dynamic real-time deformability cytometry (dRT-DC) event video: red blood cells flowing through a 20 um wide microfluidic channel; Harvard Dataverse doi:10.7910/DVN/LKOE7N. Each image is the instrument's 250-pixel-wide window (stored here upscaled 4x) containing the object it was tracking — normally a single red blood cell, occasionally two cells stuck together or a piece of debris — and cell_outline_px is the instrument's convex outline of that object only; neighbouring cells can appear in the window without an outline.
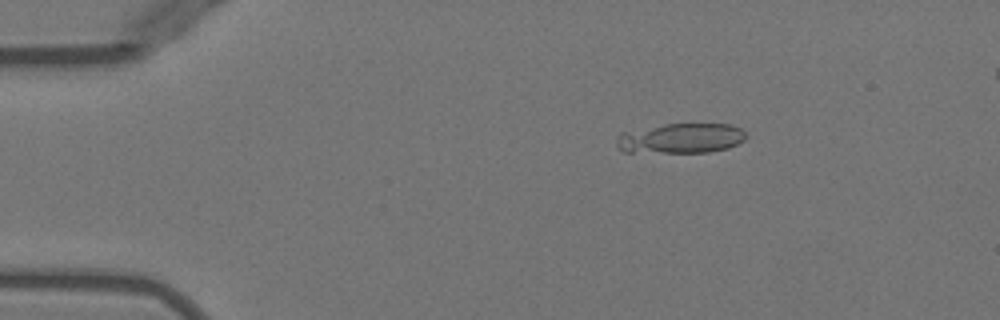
{"species": "Egyptian fruit bat (a non-hibernating species)", "species_latin": "Rousettus aegyptiacus", "temperature_condition": "warm", "stored_images_in_passage": 50, "camera_frame_rate_fps": 3000, "um_per_image_px": 0.085, "animal": {"sex": "female"}, "frame": {"image": 1, "passage_image": 8, "time_ms": 2.333, "image_size_px": [1000, 320], "cell_outline_px": [[748, 136], [744, 140], [728, 148], [708, 152], [624, 152], [616, 144], [616, 136], [620, 132], [664, 124], [732, 124], [740, 128]], "centroid_in_image_um": [57.86, 11.75], "position_along_channel_um": 27.1, "area_um2": 22.72}}
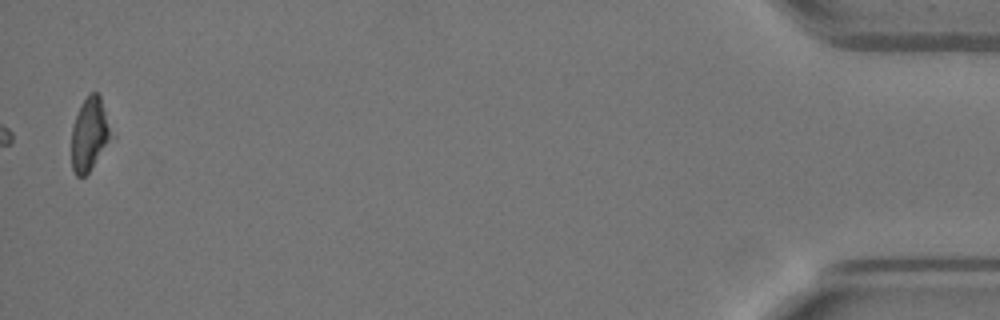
{"frame": {"image": 2, "passage_image": 50, "time_ms": 16.333, "image_size_px": [1000, 320], "cell_outline_px": [[116, 136], [88, 172], [84, 176], [76, 176], [72, 168], [72, 128], [80, 104], [88, 92], [96, 92], [100, 96]], "centroid_in_image_um": [7.67, 11.38], "position_along_channel_um": 427.5, "area_um2": 17.51}}